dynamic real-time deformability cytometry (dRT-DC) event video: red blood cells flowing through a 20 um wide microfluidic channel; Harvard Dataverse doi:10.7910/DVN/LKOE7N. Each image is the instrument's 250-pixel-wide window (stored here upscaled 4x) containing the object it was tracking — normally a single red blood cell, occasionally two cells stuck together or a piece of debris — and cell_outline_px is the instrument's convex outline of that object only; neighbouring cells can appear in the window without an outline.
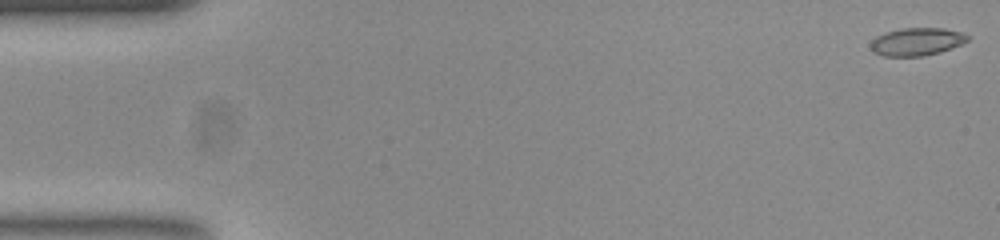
{"species": "common noctule bat (a hibernating species)", "species_latin": "Nyctalus noctula", "temperature_condition": "room temperature", "stored_images_in_passage": 45, "camera_frame_rate_fps": 3000, "um_per_image_px": 0.085, "animal": {"sex": "female", "body_mass_g": 23.0, "forearm_length_mm": 53.4}, "frame": {"image": 1, "passage_image": 1, "time_ms": 0.0, "image_size_px": [1000, 240], "cell_outline_px": [[968, 40], [960, 44], [940, 52], [924, 56], [884, 56], [872, 52], [868, 44], [876, 36], [884, 32], [900, 28], [944, 28], [964, 32], [968, 36]], "centroid_in_image_um": [77.87, 3.54], "position_along_channel_um": 7.1, "area_um2": 15.9}}
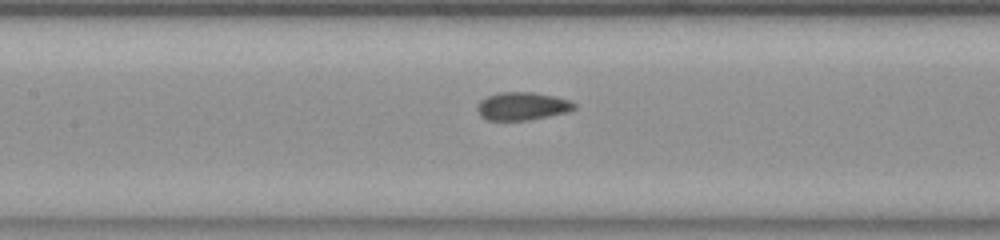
{"frame": {"image": 2, "passage_image": 24, "time_ms": 7.667, "image_size_px": [1000, 240], "cell_outline_px": [[576, 108], [568, 112], [528, 120], [488, 120], [480, 116], [476, 108], [476, 104], [480, 100], [496, 92], [532, 92], [552, 96], [568, 100], [576, 104]], "centroid_in_image_um": [44.35, 9.02], "position_along_channel_um": 163.1, "area_um2": 15.84}}
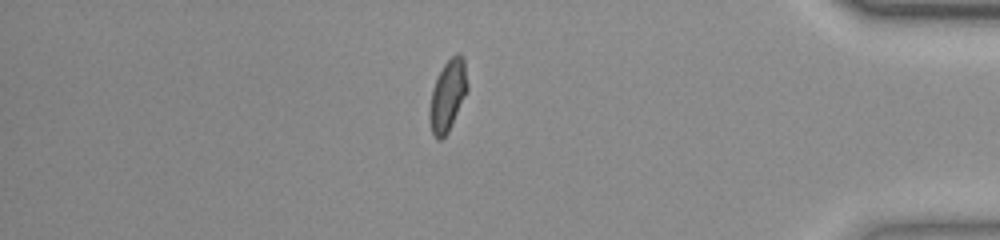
{"frame": {"image": 3, "passage_image": 45, "time_ms": 14.667, "image_size_px": [1000, 240], "cell_outline_px": [[468, 92], [448, 132], [440, 140], [436, 140], [432, 132], [428, 116], [428, 108], [432, 88], [444, 64], [456, 52], [464, 60], [468, 84]], "centroid_in_image_um": [38.05, 8.15], "position_along_channel_um": 397.2, "area_um2": 15.84}, "authors_computed_cell_mechanics": {"area_um2": 16.0106, "velocity_mm_per_s": 3.8803, "shape_relaxation_time_tau1_ms": 4.7875, "shape_relaxation_time_tau2_ms": 0.9534, "deformation_change_tau1": 0.1269, "deformation_change_tau2": 0.0646}}